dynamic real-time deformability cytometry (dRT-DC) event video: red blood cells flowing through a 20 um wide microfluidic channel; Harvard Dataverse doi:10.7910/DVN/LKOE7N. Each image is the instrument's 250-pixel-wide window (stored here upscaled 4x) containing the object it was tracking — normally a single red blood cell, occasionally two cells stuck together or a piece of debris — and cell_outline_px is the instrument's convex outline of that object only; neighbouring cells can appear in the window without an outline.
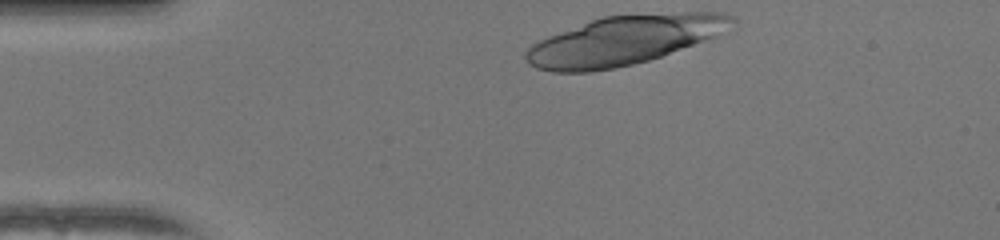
{"species": "human", "species_latin": "Homo sapiens", "temperature_condition": "warm", "stored_images_in_passage": 10, "camera_frame_rate_fps": 3000, "um_per_image_px": 0.085, "donor": {"sex": "female"}, "frame": {"image": 1, "passage_image": 1, "time_ms": 0.0, "image_size_px": [1000, 240], "cell_outline_px": [[736, 20], [716, 36], [660, 56], [648, 60], [616, 68], [592, 72], [552, 72], [536, 68], [528, 64], [524, 56], [524, 52], [532, 44], [548, 36], [592, 20], [604, 16], [680, 12], [728, 12], [736, 16]], "centroid_in_image_um": [53.02, 3.43], "position_along_channel_um": 32.0, "area_um2": 58.55}}